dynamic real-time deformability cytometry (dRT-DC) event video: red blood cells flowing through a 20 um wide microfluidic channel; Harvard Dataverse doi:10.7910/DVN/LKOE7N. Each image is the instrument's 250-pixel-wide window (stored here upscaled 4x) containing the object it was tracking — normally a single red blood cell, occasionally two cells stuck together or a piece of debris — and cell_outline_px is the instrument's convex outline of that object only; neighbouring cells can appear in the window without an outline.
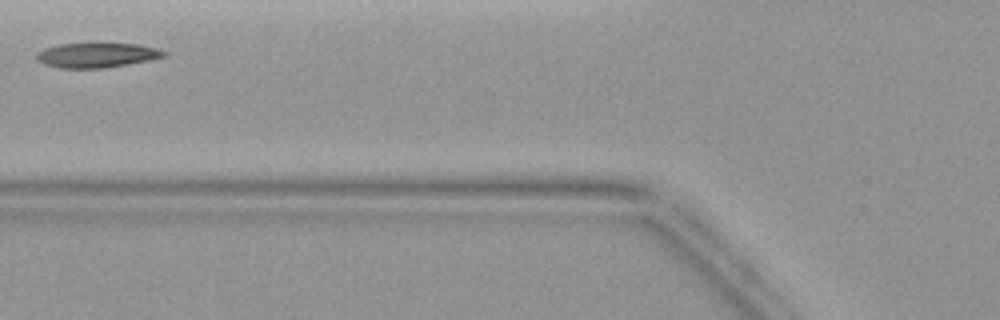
{"species": "common noctule bat (a hibernating species)", "species_latin": "Nyctalus noctula", "temperature_condition": "warm", "stored_images_in_passage": 2, "camera_frame_rate_fps": 3000, "um_per_image_px": 0.085, "animal": {"sex": "female", "body_mass_g": 19.9}, "frame": {"image": 1, "passage_image": 2, "time_ms": 1.333, "image_size_px": [1000, 320], "cell_outline_px": [[168, 56], [148, 60], [100, 68], [60, 68], [44, 64], [36, 60], [36, 52], [44, 48], [60, 44], [140, 44], [156, 48], [168, 52]], "centroid_in_image_um": [8.21, 4.69], "position_along_channel_um": 117.6, "area_um2": 18.15}}